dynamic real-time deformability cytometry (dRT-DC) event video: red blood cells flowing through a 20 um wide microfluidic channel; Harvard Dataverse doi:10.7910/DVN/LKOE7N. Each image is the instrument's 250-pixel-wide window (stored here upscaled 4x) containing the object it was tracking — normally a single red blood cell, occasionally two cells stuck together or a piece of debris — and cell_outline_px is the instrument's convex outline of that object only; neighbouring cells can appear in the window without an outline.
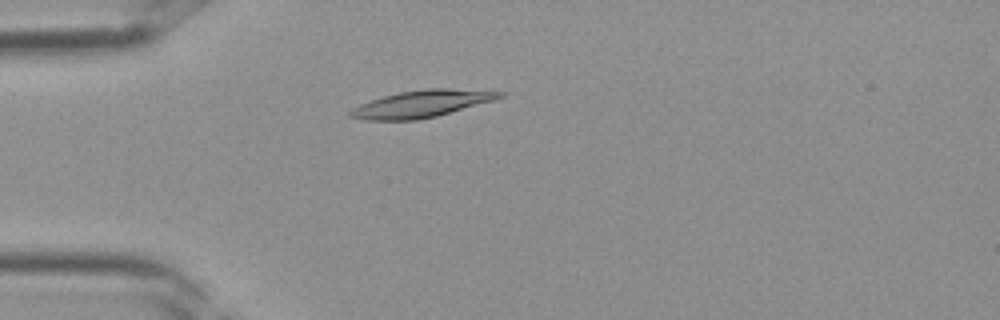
{"species": "Egyptian fruit bat (a non-hibernating species)", "species_latin": "Rousettus aegyptiacus", "temperature_condition": "room temperature", "stored_images_in_passage": 28, "camera_frame_rate_fps": 3000, "um_per_image_px": 0.085, "frame": {"image": 1, "passage_image": 1, "time_ms": 0.0, "image_size_px": [1000, 320], "cell_outline_px": [[504, 96], [496, 100], [436, 116], [416, 120], [364, 120], [348, 116], [348, 112], [352, 108], [360, 104], [384, 96], [400, 92], [424, 88], [448, 88], [504, 92]], "centroid_in_image_um": [35.84, 8.82], "position_along_channel_um": 49.2, "area_um2": 23.47}}
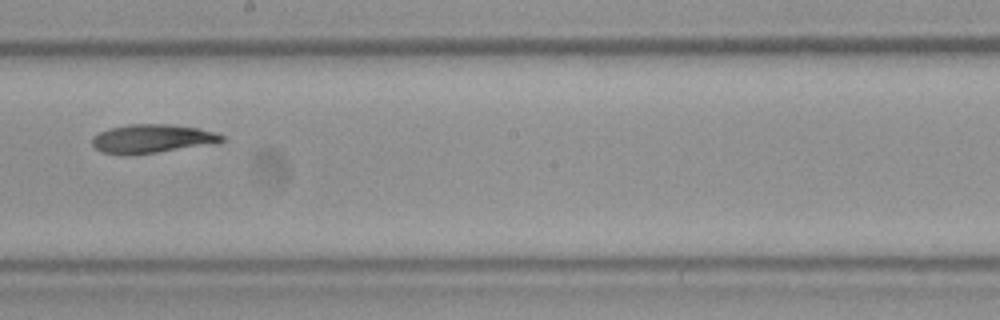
{"frame": {"image": 2, "passage_image": 12, "time_ms": 3.667, "image_size_px": [1000, 320], "cell_outline_px": [[224, 140], [216, 144], [132, 156], [120, 156], [100, 152], [92, 144], [92, 136], [100, 132], [112, 128], [128, 124], [168, 124], [200, 128], [224, 136]], "centroid_in_image_um": [12.91, 11.82], "position_along_channel_um": 235.3, "area_um2": 22.14}}
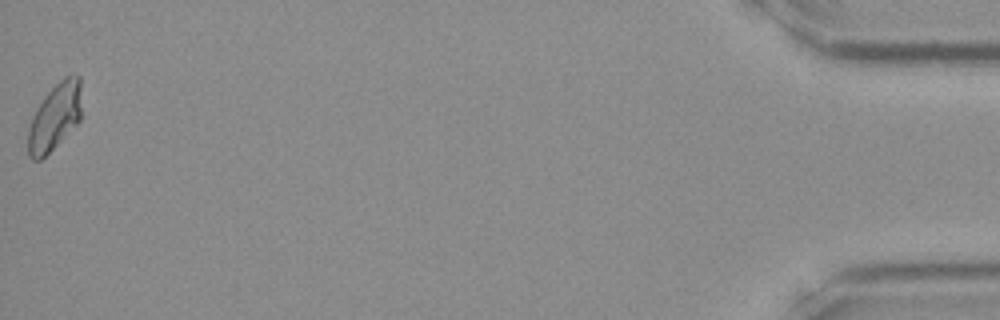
{"frame": {"image": 3, "passage_image": 28, "time_ms": 9.0, "image_size_px": [1000, 320], "cell_outline_px": [[80, 120], [40, 160], [32, 160], [28, 156], [28, 128], [32, 116], [36, 108], [44, 96], [64, 76], [80, 76]], "centroid_in_image_um": [4.62, 9.93], "position_along_channel_um": 430.6, "area_um2": 20.4}}